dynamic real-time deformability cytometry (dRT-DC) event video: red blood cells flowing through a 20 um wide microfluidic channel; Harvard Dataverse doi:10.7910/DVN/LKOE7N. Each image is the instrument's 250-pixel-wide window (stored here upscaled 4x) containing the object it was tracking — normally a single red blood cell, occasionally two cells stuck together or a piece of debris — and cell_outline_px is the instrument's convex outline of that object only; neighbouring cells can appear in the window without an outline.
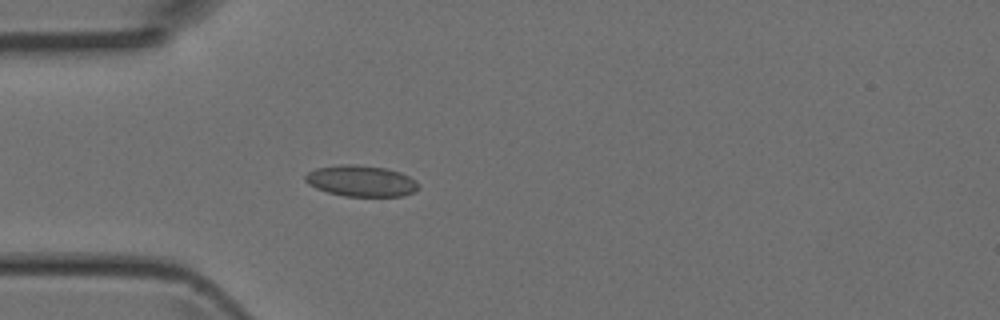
{"species": "Egyptian fruit bat (a non-hibernating species)", "species_latin": "Rousettus aegyptiacus", "temperature_condition": "room temperature", "stored_images_in_passage": 4, "camera_frame_rate_fps": 3000, "um_per_image_px": 0.085, "animal": {"sex": "female"}, "frame": {"image": 1, "passage_image": 4, "time_ms": 1.0, "image_size_px": [1000, 320], "cell_outline_px": [[420, 188], [416, 192], [404, 196], [344, 196], [328, 192], [316, 188], [308, 184], [304, 180], [304, 176], [308, 172], [316, 168], [340, 164], [356, 164], [384, 168], [400, 172], [416, 180], [420, 184]], "centroid_in_image_um": [30.72, 15.38], "position_along_channel_um": 54.3, "area_um2": 20.75}}